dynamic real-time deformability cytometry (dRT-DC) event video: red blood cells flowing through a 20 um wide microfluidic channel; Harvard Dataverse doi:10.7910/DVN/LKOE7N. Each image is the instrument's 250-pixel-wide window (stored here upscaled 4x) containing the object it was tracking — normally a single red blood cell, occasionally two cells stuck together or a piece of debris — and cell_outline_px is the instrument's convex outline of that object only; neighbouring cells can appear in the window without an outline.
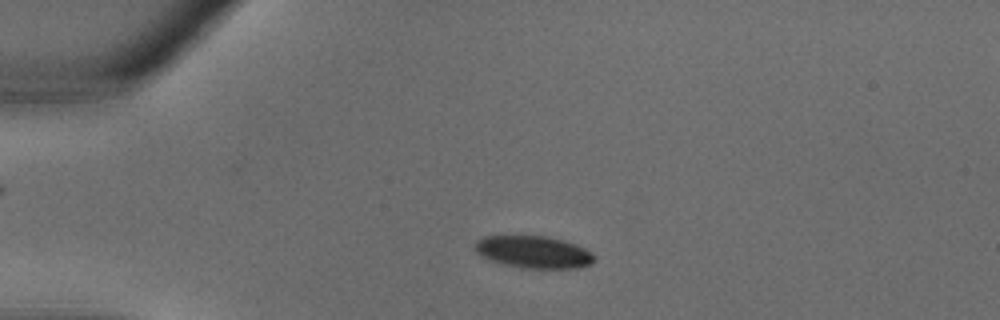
{"species": "common noctule bat (a hibernating species)", "species_latin": "Nyctalus noctula", "temperature_condition": "warm", "stored_images_in_passage": 32, "camera_frame_rate_fps": 3000, "um_per_image_px": 0.085, "animal": {"sex": "male", "body_mass_g": 18.8}, "frame": {"image": 1, "passage_image": 6, "time_ms": 1.667, "image_size_px": [1000, 320], "cell_outline_px": [[596, 260], [592, 264], [580, 268], [520, 268], [488, 260], [480, 256], [472, 248], [476, 240], [484, 236], [548, 236], [564, 240], [576, 244], [584, 248], [596, 256]], "centroid_in_image_um": [45.34, 21.42], "position_along_channel_um": 39.7, "area_um2": 22.83}}
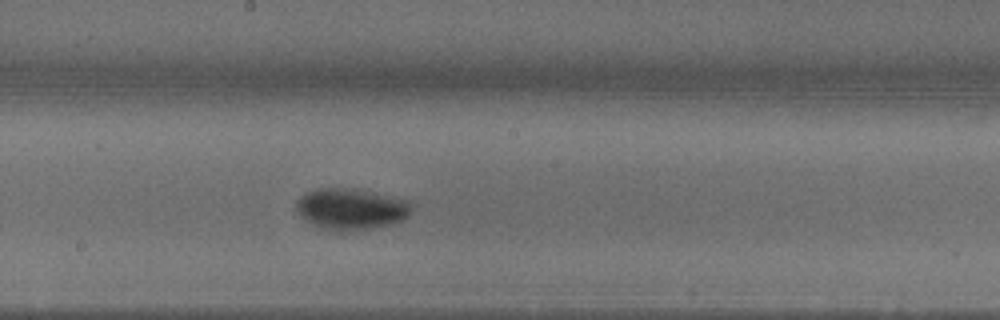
{"frame": {"image": 2, "passage_image": 17, "time_ms": 5.333, "image_size_px": [1000, 320], "cell_outline_px": [[412, 212], [404, 220], [388, 224], [368, 228], [344, 232], [316, 224], [300, 216], [296, 208], [296, 200], [300, 196], [308, 192], [320, 188], [344, 188], [372, 192], [408, 200], [412, 208]], "centroid_in_image_um": [29.86, 17.74], "position_along_channel_um": 218.3, "area_um2": 27.05}}
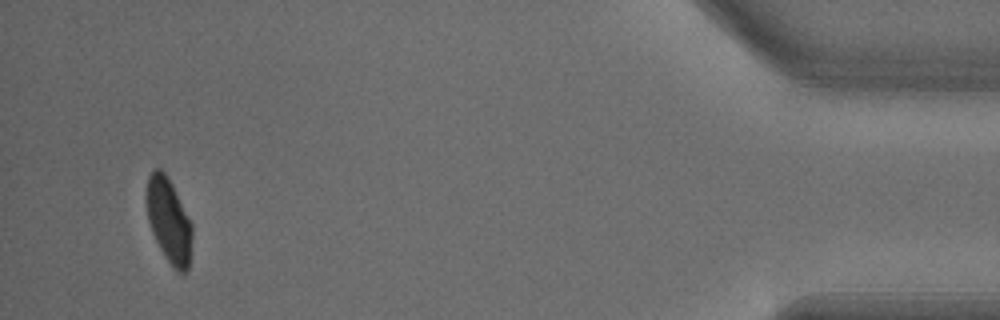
{"frame": {"image": 3, "passage_image": 31, "time_ms": 10.0, "image_size_px": [1000, 320], "cell_outline_px": [[192, 236], [188, 268], [184, 272], [176, 272], [172, 268], [164, 256], [152, 232], [148, 220], [144, 196], [144, 192], [148, 176], [152, 168], [160, 168], [164, 172], [172, 184], [192, 224]], "centroid_in_image_um": [14.31, 18.71], "position_along_channel_um": 420.9, "area_um2": 22.77}}